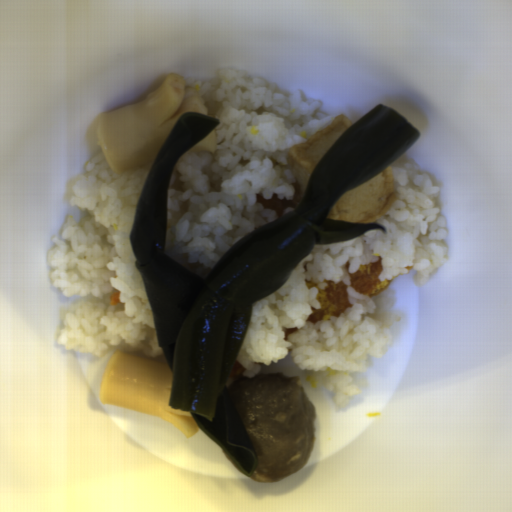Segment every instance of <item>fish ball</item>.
<instances>
[{"label": "fish ball", "mask_w": 512, "mask_h": 512, "mask_svg": "<svg viewBox=\"0 0 512 512\" xmlns=\"http://www.w3.org/2000/svg\"><path fill=\"white\" fill-rule=\"evenodd\" d=\"M394 171L390 164L385 169L345 192L330 210L333 220L352 223H375L399 199Z\"/></svg>", "instance_id": "29854b86"}, {"label": "fish ball", "mask_w": 512, "mask_h": 512, "mask_svg": "<svg viewBox=\"0 0 512 512\" xmlns=\"http://www.w3.org/2000/svg\"><path fill=\"white\" fill-rule=\"evenodd\" d=\"M348 114H339L327 127L319 129L305 141L293 143L288 150L292 174L305 196L311 173L331 145L351 126Z\"/></svg>", "instance_id": "53f4d19a"}]
</instances>
